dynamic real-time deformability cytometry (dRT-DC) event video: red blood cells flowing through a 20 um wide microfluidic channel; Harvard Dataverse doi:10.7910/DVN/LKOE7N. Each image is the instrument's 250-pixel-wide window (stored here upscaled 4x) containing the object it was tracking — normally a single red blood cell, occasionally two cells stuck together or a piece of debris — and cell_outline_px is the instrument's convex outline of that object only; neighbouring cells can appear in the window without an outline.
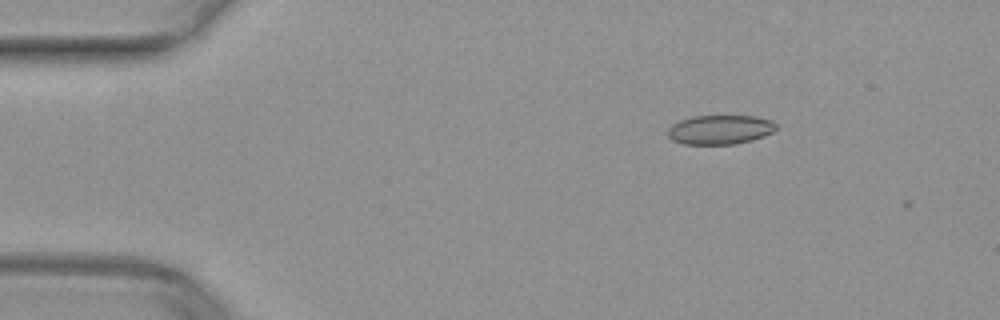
{"species": "common noctule bat (a hibernating species)", "species_latin": "Nyctalus noctula", "temperature_condition": "warm", "stored_images_in_passage": 5, "camera_frame_rate_fps": 3000, "um_per_image_px": 0.085, "animal": {"sex": "female", "body_mass_g": 29.2, "forearm_length_mm": 56.3}, "frame": {"image": 1, "passage_image": 1, "time_ms": 0.0, "image_size_px": [1000, 320], "cell_outline_px": [[780, 124], [772, 132], [764, 136], [752, 140], [736, 144], [684, 144], [672, 140], [668, 136], [668, 128], [672, 124], [680, 120], [692, 116], [756, 116], [772, 120]], "centroid_in_image_um": [61.23, 11.01], "position_along_channel_um": 23.8, "area_um2": 18.67}}